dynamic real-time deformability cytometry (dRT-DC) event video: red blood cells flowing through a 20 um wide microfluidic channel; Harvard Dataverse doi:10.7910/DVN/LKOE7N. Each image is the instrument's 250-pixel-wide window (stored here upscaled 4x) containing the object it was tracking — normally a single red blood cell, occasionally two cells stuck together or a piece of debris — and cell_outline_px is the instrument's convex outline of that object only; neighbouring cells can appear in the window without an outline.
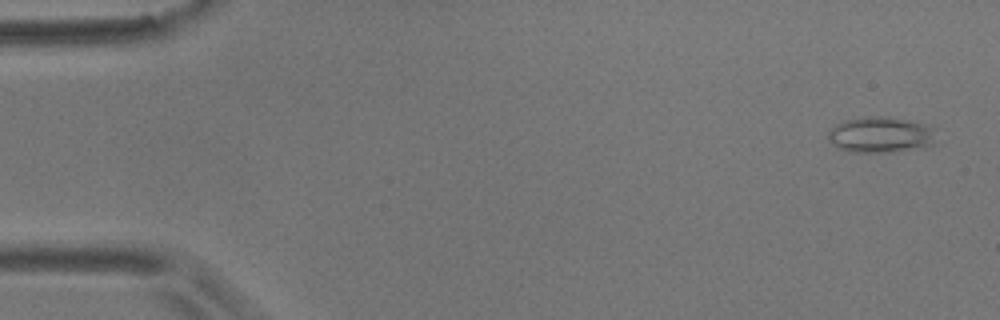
{"species": "common noctule bat (a hibernating species)", "species_latin": "Nyctalus noctula", "temperature_condition": "room temperature", "stored_images_in_passage": 5, "camera_frame_rate_fps": 3000, "um_per_image_px": 0.085, "animal": {"sex": "male", "body_mass_g": 17.9}, "frame": {"image": 1, "passage_image": 1, "time_ms": 0.0, "image_size_px": [1000, 320], "cell_outline_px": [[932, 144], [924, 148], [896, 152], [848, 152], [836, 148], [828, 140], [828, 132], [836, 124], [844, 120], [864, 116], [888, 116], [924, 124], [932, 128]], "centroid_in_image_um": [74.78, 11.47], "position_along_channel_um": 10.2, "area_um2": 22.72}}